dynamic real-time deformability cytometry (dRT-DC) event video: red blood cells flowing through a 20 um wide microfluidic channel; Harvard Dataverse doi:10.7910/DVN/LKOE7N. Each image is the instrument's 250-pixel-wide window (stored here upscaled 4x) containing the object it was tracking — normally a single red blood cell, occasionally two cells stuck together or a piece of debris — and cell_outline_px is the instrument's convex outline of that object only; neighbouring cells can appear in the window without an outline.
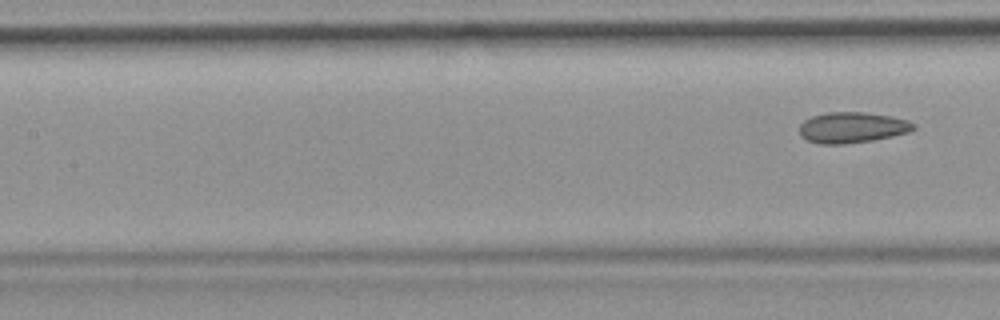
{"species": "common noctule bat (a hibernating species)", "species_latin": "Nyctalus noctula", "temperature_condition": "room temperature", "stored_images_in_passage": 8, "segment_of_instrument_passage": [2, 2], "camera_frame_rate_fps": 3000, "um_per_image_px": 0.085, "animal": {"sex": "female", "body_mass_g": 19.9}, "frame": {"image": 1, "passage_image": 8, "time_ms": 9.667, "image_size_px": [1000, 320], "cell_outline_px": [[916, 128], [908, 132], [892, 136], [872, 140], [844, 144], [820, 144], [808, 140], [800, 136], [800, 124], [804, 120], [812, 116], [828, 112], [864, 112], [892, 116], [908, 120], [916, 124]], "centroid_in_image_um": [72.44, 10.83], "position_along_channel_um": 135.0, "area_um2": 20.52}}